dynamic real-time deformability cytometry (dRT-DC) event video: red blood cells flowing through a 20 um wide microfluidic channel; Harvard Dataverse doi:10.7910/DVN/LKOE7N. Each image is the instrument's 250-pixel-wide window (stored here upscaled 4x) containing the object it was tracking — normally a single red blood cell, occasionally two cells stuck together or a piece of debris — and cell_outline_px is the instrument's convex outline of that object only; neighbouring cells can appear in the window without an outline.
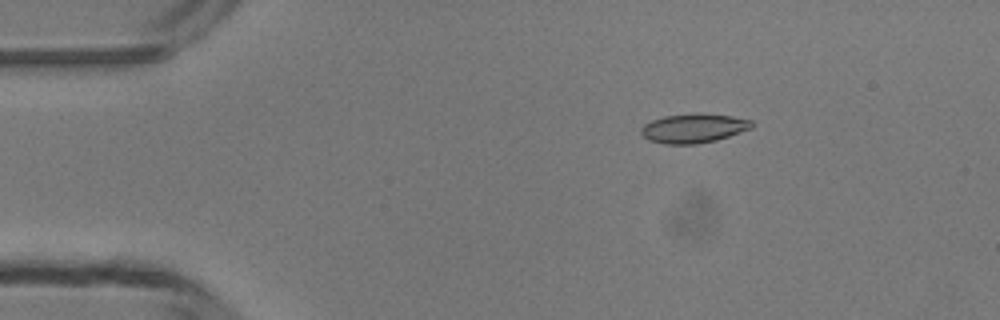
{"species": "common noctule bat (a hibernating species)", "species_latin": "Nyctalus noctula", "temperature_condition": "room temperature", "stored_images_in_passage": 6, "camera_frame_rate_fps": 3000, "um_per_image_px": 0.085, "animal": {"sex": "male", "body_mass_g": 13.3}, "frame": {"image": 1, "passage_image": 3, "time_ms": 2.333, "image_size_px": [1000, 320], "cell_outline_px": [[756, 124], [752, 128], [716, 140], [696, 144], [664, 144], [648, 140], [640, 132], [640, 128], [644, 124], [652, 120], [664, 116], [696, 112], [732, 116], [752, 120]], "centroid_in_image_um": [58.96, 10.89], "position_along_channel_um": 26.0, "area_um2": 19.07}}
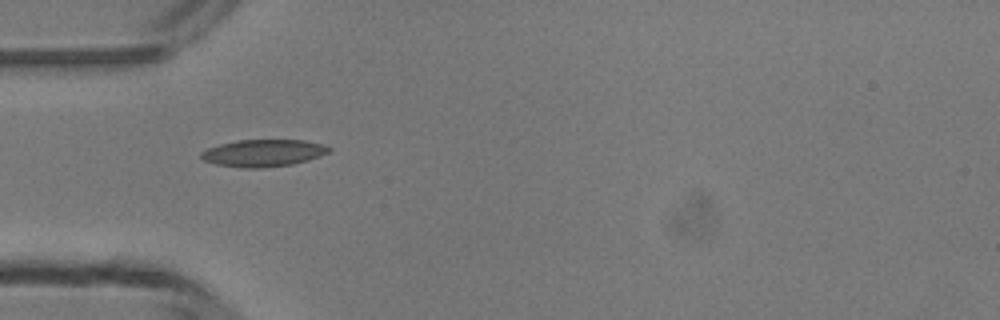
{"frame": {"image": 2, "passage_image": 5, "time_ms": 4.667, "image_size_px": [1000, 320], "cell_outline_px": [[332, 148], [328, 152], [320, 156], [308, 160], [292, 164], [264, 168], [240, 168], [216, 164], [204, 160], [200, 156], [200, 152], [208, 148], [220, 144], [236, 140], [304, 140], [324, 144]], "centroid_in_image_um": [22.38, 13.01], "position_along_channel_um": 62.6, "area_um2": 20.29}}
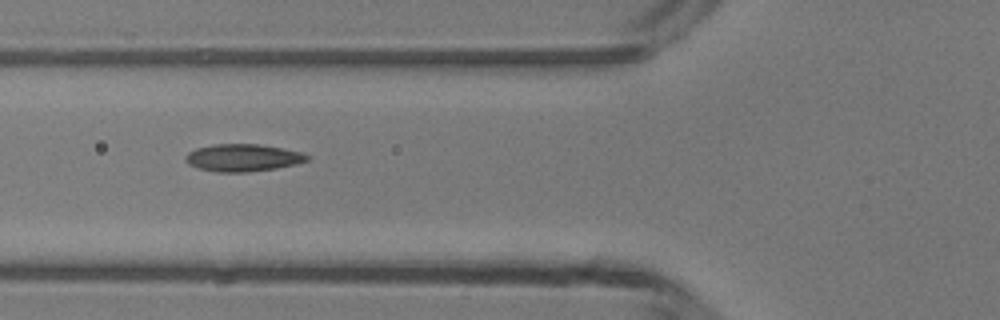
{"frame": {"image": 3, "passage_image": 6, "time_ms": 5.667, "image_size_px": [1000, 320], "cell_outline_px": [[308, 160], [276, 168], [248, 172], [216, 172], [196, 168], [188, 164], [184, 160], [184, 156], [188, 152], [196, 148], [216, 144], [260, 144], [284, 148], [304, 152], [308, 156]], "centroid_in_image_um": [20.6, 13.4], "position_along_channel_um": 105.2, "area_um2": 19.48}}